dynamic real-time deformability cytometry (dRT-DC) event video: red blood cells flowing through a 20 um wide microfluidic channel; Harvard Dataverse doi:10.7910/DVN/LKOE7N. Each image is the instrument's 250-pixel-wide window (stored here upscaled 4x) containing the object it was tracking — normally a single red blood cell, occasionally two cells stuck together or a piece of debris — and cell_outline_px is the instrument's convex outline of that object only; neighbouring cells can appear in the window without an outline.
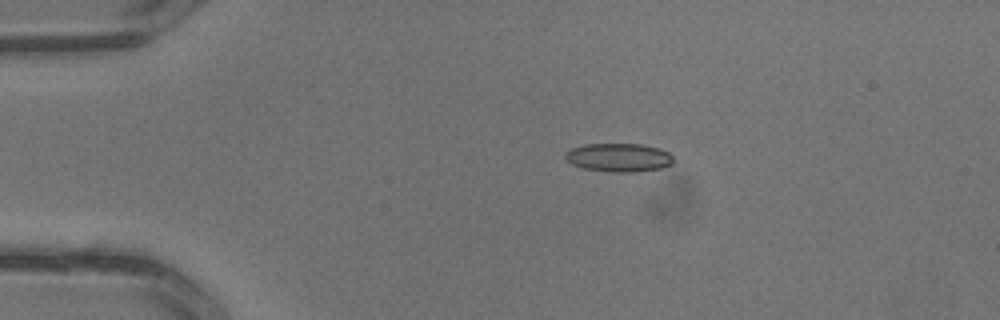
{"species": "common noctule bat (a hibernating species)", "species_latin": "Nyctalus noctula", "temperature_condition": "warm", "stored_images_in_passage": 2, "camera_frame_rate_fps": 3000, "um_per_image_px": 0.085, "animal": {"sex": "male", "body_mass_g": 13.3}, "frame": {"image": 1, "passage_image": 2, "time_ms": 0.333, "image_size_px": [1000, 320], "cell_outline_px": [[672, 164], [660, 168], [636, 172], [612, 172], [584, 168], [572, 164], [564, 156], [572, 148], [584, 144], [640, 144], [660, 148], [668, 152], [672, 156]], "centroid_in_image_um": [52.62, 13.38], "position_along_channel_um": 32.4, "area_um2": 17.8}}